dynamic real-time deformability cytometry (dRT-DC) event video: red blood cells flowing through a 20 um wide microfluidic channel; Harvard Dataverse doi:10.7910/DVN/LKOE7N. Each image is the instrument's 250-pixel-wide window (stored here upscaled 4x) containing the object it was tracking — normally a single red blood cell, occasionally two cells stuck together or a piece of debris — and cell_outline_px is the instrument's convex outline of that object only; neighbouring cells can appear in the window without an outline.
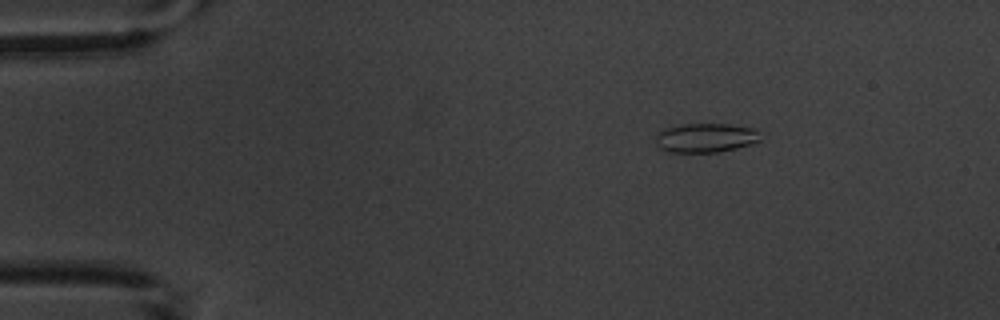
{"species": "common noctule bat (a hibernating species)", "species_latin": "Nyctalus noctula", "temperature_condition": "warm", "stored_images_in_passage": 5, "camera_frame_rate_fps": 3000, "um_per_image_px": 0.085, "animal": {"sex": "male", "body_mass_g": 20.1, "forearm_length_mm": 53.5}, "frame": {"image": 1, "passage_image": 5, "time_ms": 5.0, "image_size_px": [1000, 320], "cell_outline_px": [[760, 140], [736, 148], [720, 152], [668, 152], [660, 148], [656, 144], [656, 136], [664, 128], [680, 124], [728, 124], [756, 128]], "centroid_in_image_um": [59.95, 11.71], "position_along_channel_um": 25.1, "area_um2": 17.74}}